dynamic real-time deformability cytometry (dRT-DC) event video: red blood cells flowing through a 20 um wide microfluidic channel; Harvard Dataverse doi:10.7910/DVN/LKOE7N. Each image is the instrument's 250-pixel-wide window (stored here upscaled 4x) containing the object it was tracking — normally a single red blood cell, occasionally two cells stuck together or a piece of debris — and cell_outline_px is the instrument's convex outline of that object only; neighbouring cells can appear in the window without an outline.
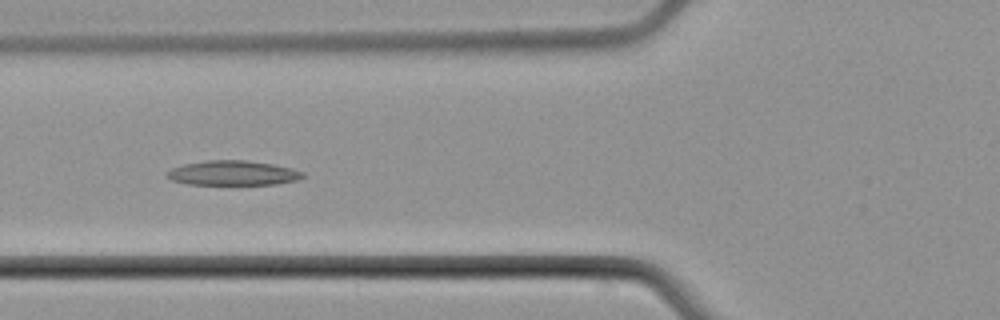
{"species": "common noctule bat (a hibernating species)", "species_latin": "Nyctalus noctula", "temperature_condition": "cold", "stored_images_in_passage": 6, "camera_frame_rate_fps": 3000, "um_per_image_px": 0.085, "animal": {"sex": "male", "body_mass_g": 21.5, "forearm_length_mm": 52.0}, "frame": {"image": 1, "passage_image": 6, "time_ms": 6.667, "image_size_px": [1000, 320], "cell_outline_px": [[304, 176], [300, 180], [276, 184], [188, 184], [172, 180], [164, 176], [172, 168], [184, 164], [208, 160], [248, 160], [272, 164], [292, 168], [304, 172]], "centroid_in_image_um": [19.83, 14.7], "position_along_channel_um": 106.0, "area_um2": 19.54}}